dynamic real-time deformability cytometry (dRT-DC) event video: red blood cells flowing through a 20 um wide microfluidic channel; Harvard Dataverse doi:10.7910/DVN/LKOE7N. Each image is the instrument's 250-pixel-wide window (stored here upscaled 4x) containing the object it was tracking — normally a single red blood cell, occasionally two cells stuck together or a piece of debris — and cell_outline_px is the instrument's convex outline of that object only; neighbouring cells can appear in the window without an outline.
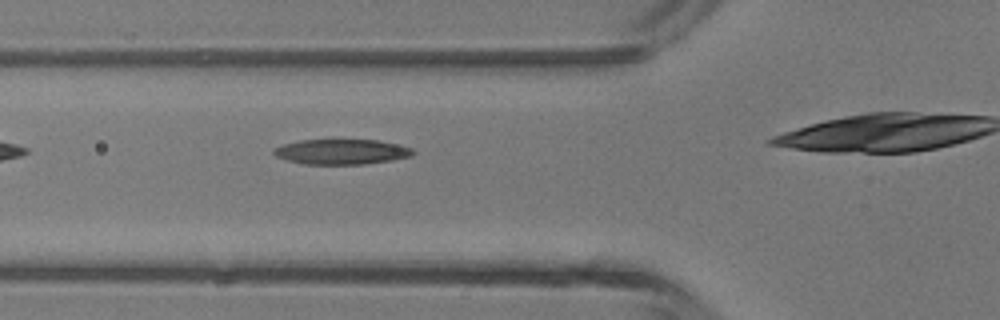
{"species": "common noctule bat (a hibernating species)", "species_latin": "Nyctalus noctula", "temperature_condition": "room temperature", "stored_images_in_passage": 5, "camera_frame_rate_fps": 3000, "um_per_image_px": 0.085, "animal": {"sex": "male", "body_mass_g": 13.3}, "frame": {"image": 1, "passage_image": 4, "time_ms": 1.0, "image_size_px": [1000, 320], "cell_outline_px": [[416, 152], [412, 156], [392, 160], [364, 164], [304, 164], [288, 160], [276, 156], [272, 152], [276, 148], [284, 144], [300, 140], [340, 136], [380, 140], [412, 148]], "centroid_in_image_um": [29.06, 12.84], "position_along_channel_um": 96.7, "area_um2": 21.44}}